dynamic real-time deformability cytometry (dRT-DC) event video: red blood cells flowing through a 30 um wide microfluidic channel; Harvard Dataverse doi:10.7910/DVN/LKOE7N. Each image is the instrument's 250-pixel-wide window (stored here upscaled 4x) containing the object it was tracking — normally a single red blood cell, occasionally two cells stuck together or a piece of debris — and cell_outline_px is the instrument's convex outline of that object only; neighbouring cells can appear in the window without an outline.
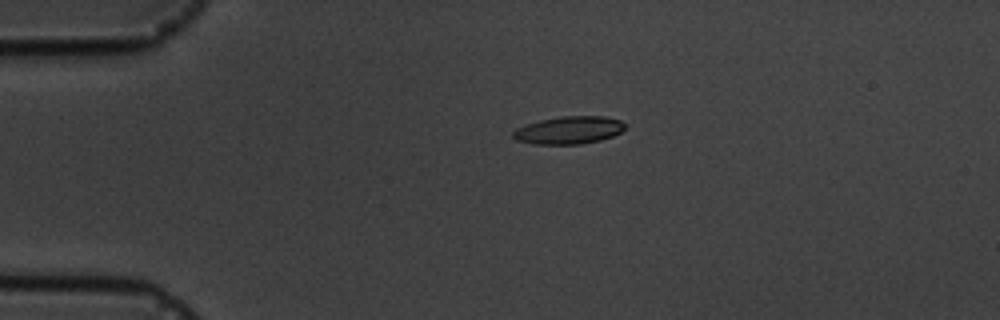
{"species": "common noctule bat (a hibernating species)", "species_latin": "Nyctalus noctula", "temperature_condition": "cold", "stored_images_in_passage": 4, "camera_frame_rate_fps": 3000, "um_per_image_px": 0.085, "animal": {"sex": "male", "body_mass_g": 19.5, "forearm_length_mm": 54.6}, "frame": {"image": 1, "passage_image": 3, "time_ms": 3.333, "image_size_px": [1000, 320], "cell_outline_px": [[628, 124], [620, 132], [612, 136], [600, 140], [580, 144], [532, 144], [516, 140], [512, 136], [512, 132], [516, 128], [524, 124], [540, 120], [560, 116], [604, 116], [620, 120]], "centroid_in_image_um": [48.33, 11.06], "position_along_channel_um": 36.7, "area_um2": 18.21}}